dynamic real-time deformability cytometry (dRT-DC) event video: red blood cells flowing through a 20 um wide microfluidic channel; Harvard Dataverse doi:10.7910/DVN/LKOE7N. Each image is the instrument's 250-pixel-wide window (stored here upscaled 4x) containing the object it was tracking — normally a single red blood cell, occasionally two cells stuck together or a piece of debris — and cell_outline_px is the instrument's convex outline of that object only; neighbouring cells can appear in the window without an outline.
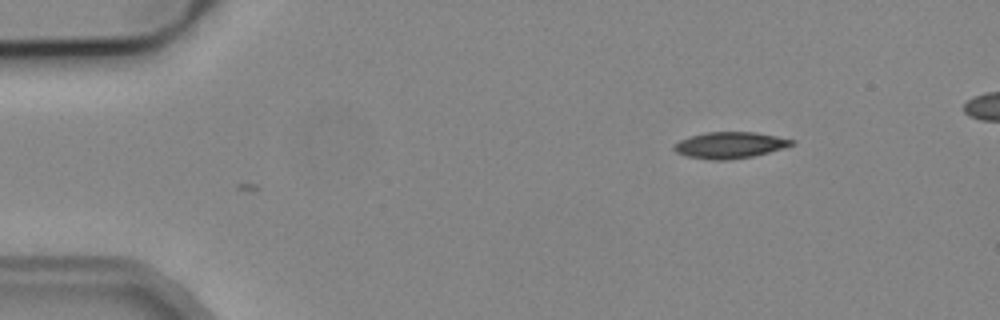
{"species": "common noctule bat (a hibernating species)", "species_latin": "Nyctalus noctula", "temperature_condition": "cold", "stored_images_in_passage": 2, "camera_frame_rate_fps": 3000, "um_per_image_px": 0.085, "animal": {"sex": "male", "body_mass_g": 19.2, "forearm_length_mm": 51.8}, "frame": {"image": 1, "passage_image": 2, "time_ms": 0.333, "image_size_px": [1000, 320], "cell_outline_px": [[796, 144], [784, 148], [752, 156], [728, 160], [712, 160], [688, 156], [676, 152], [672, 148], [672, 144], [688, 136], [708, 132], [756, 132], [796, 140]], "centroid_in_image_um": [62.04, 12.33], "position_along_channel_um": 23.0, "area_um2": 18.15}}